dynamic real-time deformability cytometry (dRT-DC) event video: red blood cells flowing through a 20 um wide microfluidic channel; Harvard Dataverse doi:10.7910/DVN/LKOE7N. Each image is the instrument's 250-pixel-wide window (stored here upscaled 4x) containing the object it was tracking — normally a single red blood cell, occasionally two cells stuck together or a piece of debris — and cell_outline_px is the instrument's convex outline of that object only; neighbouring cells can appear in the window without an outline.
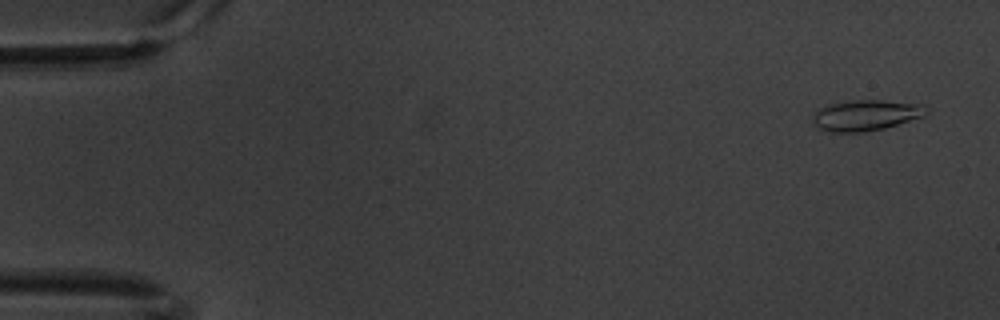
{"species": "common noctule bat (a hibernating species)", "species_latin": "Nyctalus noctula", "temperature_condition": "warm", "stored_images_in_passage": 7, "camera_frame_rate_fps": 3000, "um_per_image_px": 0.085, "animal": {"sex": "male", "body_mass_g": 20.1, "forearm_length_mm": 53.5}, "frame": {"image": 1, "passage_image": 1, "time_ms": 0.0, "image_size_px": [1000, 320], "cell_outline_px": [[928, 116], [884, 128], [860, 132], [832, 132], [820, 128], [812, 120], [812, 116], [820, 108], [828, 104], [848, 100], [880, 100], [920, 104], [928, 108]], "centroid_in_image_um": [73.64, 9.79], "position_along_channel_um": 11.4, "area_um2": 20.4}}
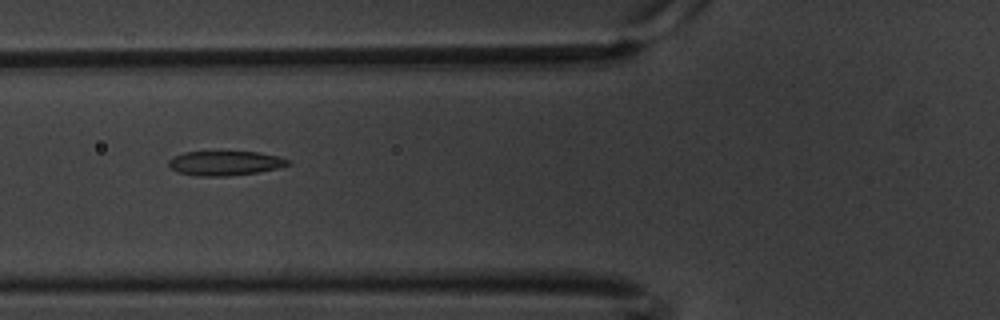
{"frame": {"image": 2, "passage_image": 7, "time_ms": 2.0, "image_size_px": [1000, 320], "cell_outline_px": [[292, 164], [276, 168], [256, 172], [228, 176], [196, 176], [180, 172], [172, 168], [168, 164], [168, 160], [172, 156], [184, 152], [256, 152], [276, 156], [288, 160]], "centroid_in_image_um": [19.08, 13.87], "position_along_channel_um": 106.7, "area_um2": 16.76}}